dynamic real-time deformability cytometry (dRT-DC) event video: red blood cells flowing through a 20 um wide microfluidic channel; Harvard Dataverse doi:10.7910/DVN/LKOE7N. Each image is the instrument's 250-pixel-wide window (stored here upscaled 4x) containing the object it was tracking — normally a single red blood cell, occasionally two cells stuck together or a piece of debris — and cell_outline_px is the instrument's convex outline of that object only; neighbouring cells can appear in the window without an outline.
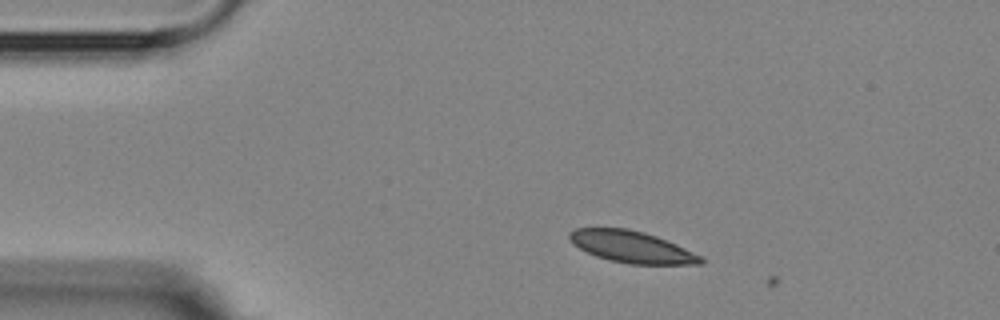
{"species": "Egyptian fruit bat (a non-hibernating species)", "species_latin": "Rousettus aegyptiacus", "temperature_condition": "room temperature", "stored_images_in_passage": 3, "camera_frame_rate_fps": 3000, "um_per_image_px": 0.085, "animal": {"sex": "female"}, "frame": {"image": 1, "passage_image": 2, "time_ms": 1.0, "image_size_px": [1000, 320], "cell_outline_px": [[704, 264], [628, 264], [608, 260], [596, 256], [572, 244], [568, 240], [568, 232], [576, 228], [628, 228], [644, 232], [656, 236], [676, 244], [700, 256], [704, 260]], "centroid_in_image_um": [53.65, 20.98], "position_along_channel_um": 31.4, "area_um2": 24.22}}